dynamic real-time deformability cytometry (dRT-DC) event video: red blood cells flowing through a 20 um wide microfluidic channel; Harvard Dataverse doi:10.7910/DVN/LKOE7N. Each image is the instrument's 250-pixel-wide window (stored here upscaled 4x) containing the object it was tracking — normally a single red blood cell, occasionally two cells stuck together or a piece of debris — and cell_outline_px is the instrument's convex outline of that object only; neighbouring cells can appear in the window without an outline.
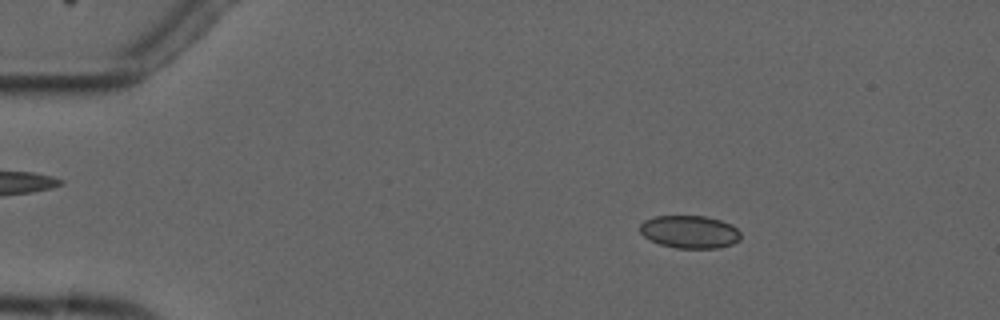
{"species": "common noctule bat (a hibernating species)", "species_latin": "Nyctalus noctula", "temperature_condition": "cold", "stored_images_in_passage": 3, "camera_frame_rate_fps": 3000, "um_per_image_px": 0.085, "animal": {"sex": "male", "forearm_length_mm": 52.5}, "frame": {"image": 1, "passage_image": 2, "time_ms": 1.0, "image_size_px": [1000, 320], "cell_outline_px": [[740, 240], [732, 244], [720, 248], [676, 248], [660, 244], [644, 236], [640, 232], [640, 224], [644, 220], [656, 216], [704, 216], [720, 220], [732, 224], [740, 232]], "centroid_in_image_um": [58.64, 19.71], "position_along_channel_um": 26.4, "area_um2": 19.25}}